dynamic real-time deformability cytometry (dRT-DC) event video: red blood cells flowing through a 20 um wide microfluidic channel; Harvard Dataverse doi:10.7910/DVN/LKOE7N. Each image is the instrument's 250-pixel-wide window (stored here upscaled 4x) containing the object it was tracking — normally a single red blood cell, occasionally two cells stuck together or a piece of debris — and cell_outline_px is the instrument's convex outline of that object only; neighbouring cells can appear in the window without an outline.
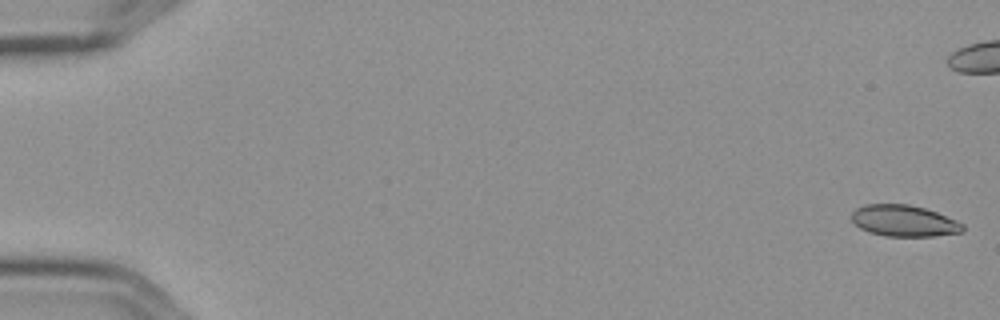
{"species": "Egyptian fruit bat (a non-hibernating species)", "species_latin": "Rousettus aegyptiacus", "temperature_condition": "cold", "stored_images_in_passage": 8, "camera_frame_rate_fps": 3000, "um_per_image_px": 0.085, "frame": {"image": 1, "passage_image": 1, "time_ms": 0.0, "image_size_px": [1000, 320], "cell_outline_px": [[964, 232], [936, 236], [884, 236], [868, 232], [860, 228], [852, 220], [852, 212], [856, 208], [864, 204], [908, 204], [924, 208], [936, 212], [956, 220], [964, 224]], "centroid_in_image_um": [76.85, 18.77], "position_along_channel_um": 8.2, "area_um2": 20.4}}
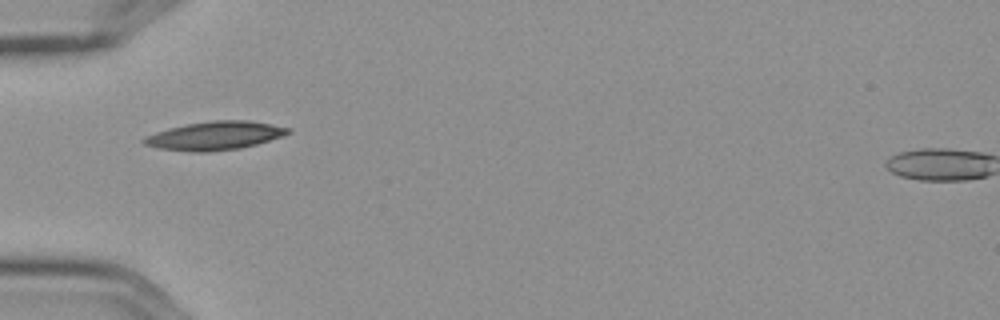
{"frame": {"image": 2, "passage_image": 7, "time_ms": 2.0, "image_size_px": [1000, 320], "cell_outline_px": [[292, 132], [256, 144], [240, 148], [208, 152], [192, 152], [156, 148], [144, 144], [140, 140], [144, 136], [168, 128], [188, 124], [212, 120], [248, 120], [272, 124], [292, 128]], "centroid_in_image_um": [18.23, 11.53], "position_along_channel_um": 66.8, "area_um2": 23.99}}
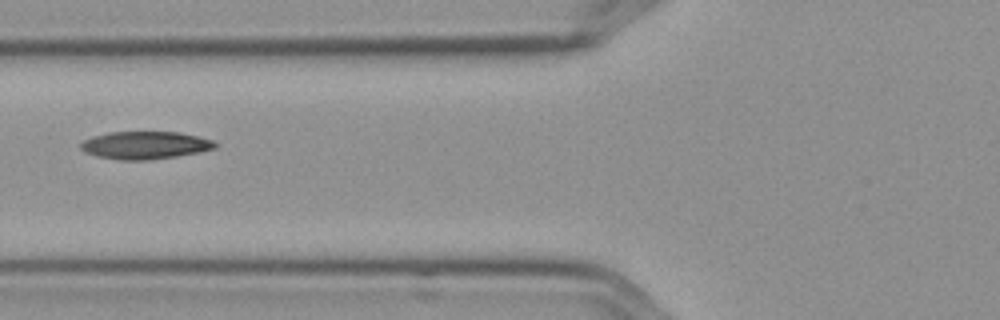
{"frame": {"image": 3, "passage_image": 8, "time_ms": 2.333, "image_size_px": [1000, 320], "cell_outline_px": [[220, 144], [216, 148], [200, 152], [176, 156], [148, 160], [120, 160], [96, 156], [84, 152], [80, 148], [80, 144], [84, 140], [92, 136], [108, 132], [180, 132], [200, 136], [212, 140]], "centroid_in_image_um": [12.35, 12.34], "position_along_channel_um": 113.4, "area_um2": 21.91}}